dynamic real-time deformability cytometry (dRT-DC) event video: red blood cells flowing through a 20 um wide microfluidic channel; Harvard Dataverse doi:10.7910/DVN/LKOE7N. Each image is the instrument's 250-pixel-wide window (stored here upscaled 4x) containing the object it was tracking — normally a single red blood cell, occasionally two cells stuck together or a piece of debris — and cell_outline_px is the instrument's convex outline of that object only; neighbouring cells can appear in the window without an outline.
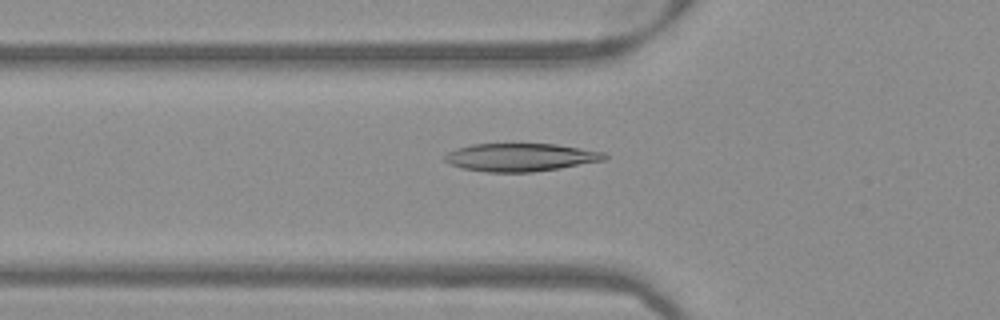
{"species": "Egyptian fruit bat (a non-hibernating species)", "species_latin": "Rousettus aegyptiacus", "temperature_condition": "warm", "stored_images_in_passage": 42, "camera_frame_rate_fps": 3000, "um_per_image_px": 0.085, "frame": {"image": 1, "passage_image": 12, "time_ms": 3.667, "image_size_px": [1000, 320], "cell_outline_px": [[608, 156], [604, 160], [560, 168], [532, 172], [488, 172], [460, 168], [448, 164], [444, 160], [444, 156], [448, 152], [456, 148], [472, 144], [556, 144], [604, 152]], "centroid_in_image_um": [44.2, 13.37], "position_along_channel_um": 81.6, "area_um2": 26.07}}
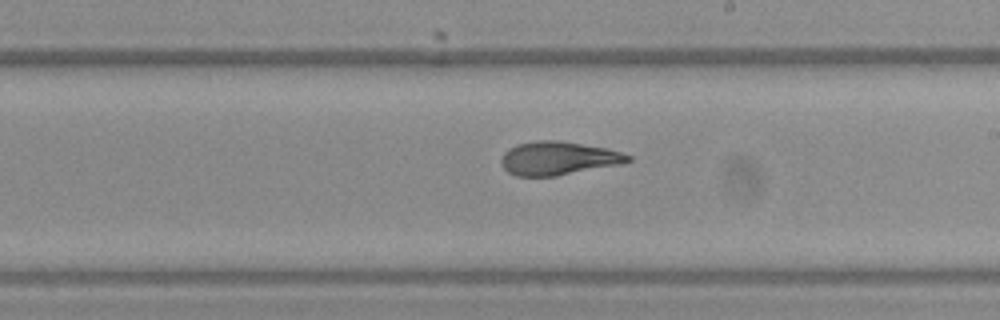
{"frame": {"image": 2, "passage_image": 24, "time_ms": 7.667, "image_size_px": [1000, 320], "cell_outline_px": [[632, 160], [620, 164], [556, 176], [516, 176], [508, 172], [500, 164], [500, 156], [508, 148], [516, 144], [536, 140], [556, 140], [608, 148], [632, 156]], "centroid_in_image_um": [47.41, 13.45], "position_along_channel_um": 241.6, "area_um2": 24.85}}
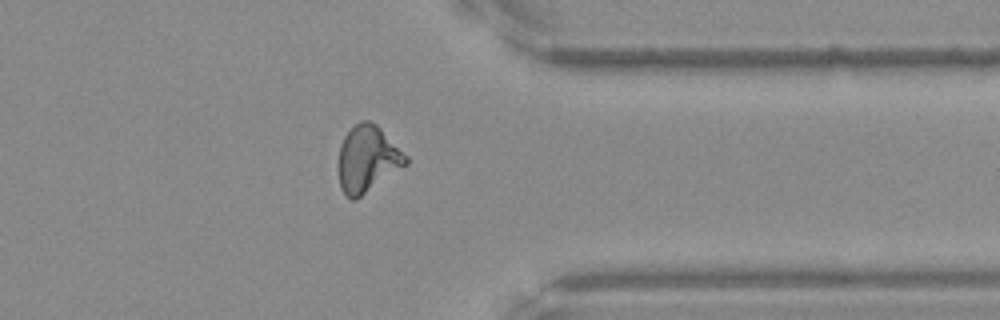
{"frame": {"image": 3, "passage_image": 35, "time_ms": 11.333, "image_size_px": [1000, 320], "cell_outline_px": [[408, 164], [356, 200], [352, 200], [340, 188], [340, 144], [344, 136], [360, 120], [368, 120], [376, 124], [408, 156]], "centroid_in_image_um": [31.27, 13.52], "position_along_channel_um": 380.1, "area_um2": 25.78}}